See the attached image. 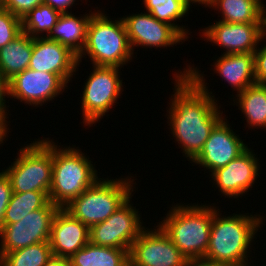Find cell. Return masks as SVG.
Masks as SVG:
<instances>
[{
	"label": "cell",
	"mask_w": 266,
	"mask_h": 266,
	"mask_svg": "<svg viewBox=\"0 0 266 266\" xmlns=\"http://www.w3.org/2000/svg\"><path fill=\"white\" fill-rule=\"evenodd\" d=\"M185 65L170 78L174 80V94L169 97V108L166 107L164 116L173 137L171 139L178 143L183 156L191 163L202 151L212 129L225 116V108L210 91L205 71L191 62Z\"/></svg>",
	"instance_id": "6da1fadb"
},
{
	"label": "cell",
	"mask_w": 266,
	"mask_h": 266,
	"mask_svg": "<svg viewBox=\"0 0 266 266\" xmlns=\"http://www.w3.org/2000/svg\"><path fill=\"white\" fill-rule=\"evenodd\" d=\"M216 205L213 203L210 240L204 259L225 266L256 265L253 264L254 257L250 254L252 250L254 255L257 251L252 247L256 244L258 232L266 225V215L248 213V211L224 215L222 210L220 211L221 208Z\"/></svg>",
	"instance_id": "7a4b0ae2"
},
{
	"label": "cell",
	"mask_w": 266,
	"mask_h": 266,
	"mask_svg": "<svg viewBox=\"0 0 266 266\" xmlns=\"http://www.w3.org/2000/svg\"><path fill=\"white\" fill-rule=\"evenodd\" d=\"M183 203H172L166 216L156 223L186 259L204 258L210 240L213 203Z\"/></svg>",
	"instance_id": "3957f363"
},
{
	"label": "cell",
	"mask_w": 266,
	"mask_h": 266,
	"mask_svg": "<svg viewBox=\"0 0 266 266\" xmlns=\"http://www.w3.org/2000/svg\"><path fill=\"white\" fill-rule=\"evenodd\" d=\"M53 138L52 183L49 201L59 208L66 207L73 199L91 187L101 176L95 162L76 145H58ZM65 146V147H64ZM99 177V178H98Z\"/></svg>",
	"instance_id": "277c9868"
},
{
	"label": "cell",
	"mask_w": 266,
	"mask_h": 266,
	"mask_svg": "<svg viewBox=\"0 0 266 266\" xmlns=\"http://www.w3.org/2000/svg\"><path fill=\"white\" fill-rule=\"evenodd\" d=\"M99 9L92 16L87 28V40L78 62L87 58L96 66L124 68L137 58L130 46L122 16L114 19ZM113 19V20H112Z\"/></svg>",
	"instance_id": "5b68a950"
},
{
	"label": "cell",
	"mask_w": 266,
	"mask_h": 266,
	"mask_svg": "<svg viewBox=\"0 0 266 266\" xmlns=\"http://www.w3.org/2000/svg\"><path fill=\"white\" fill-rule=\"evenodd\" d=\"M128 174L98 179L64 209L88 228L107 220L136 191V176Z\"/></svg>",
	"instance_id": "8992f818"
},
{
	"label": "cell",
	"mask_w": 266,
	"mask_h": 266,
	"mask_svg": "<svg viewBox=\"0 0 266 266\" xmlns=\"http://www.w3.org/2000/svg\"><path fill=\"white\" fill-rule=\"evenodd\" d=\"M27 142L20 146L15 161L2 170L11 181L12 192L49 191L52 183L53 139L43 137Z\"/></svg>",
	"instance_id": "52a82bcc"
},
{
	"label": "cell",
	"mask_w": 266,
	"mask_h": 266,
	"mask_svg": "<svg viewBox=\"0 0 266 266\" xmlns=\"http://www.w3.org/2000/svg\"><path fill=\"white\" fill-rule=\"evenodd\" d=\"M121 69L115 66L92 65V72H87L89 75L83 83V91L79 97L83 127L89 128L100 123L119 104L118 99L123 95L125 84Z\"/></svg>",
	"instance_id": "ba28073f"
},
{
	"label": "cell",
	"mask_w": 266,
	"mask_h": 266,
	"mask_svg": "<svg viewBox=\"0 0 266 266\" xmlns=\"http://www.w3.org/2000/svg\"><path fill=\"white\" fill-rule=\"evenodd\" d=\"M135 193L136 191L107 220L89 228L91 244L130 252L133 242L146 227L139 208L134 207L132 202Z\"/></svg>",
	"instance_id": "9c48e42d"
},
{
	"label": "cell",
	"mask_w": 266,
	"mask_h": 266,
	"mask_svg": "<svg viewBox=\"0 0 266 266\" xmlns=\"http://www.w3.org/2000/svg\"><path fill=\"white\" fill-rule=\"evenodd\" d=\"M59 210L49 201L43 208L34 210L21 221L3 224L0 230V257L32 244L49 242L54 215Z\"/></svg>",
	"instance_id": "30bf717a"
},
{
	"label": "cell",
	"mask_w": 266,
	"mask_h": 266,
	"mask_svg": "<svg viewBox=\"0 0 266 266\" xmlns=\"http://www.w3.org/2000/svg\"><path fill=\"white\" fill-rule=\"evenodd\" d=\"M253 148L249 147L231 160L226 166L213 171L209 176L212 187L218 189L219 194L228 199L249 195V191L257 183L261 173L260 162H262ZM260 160V161H259ZM214 185V186H213ZM245 194V195H244Z\"/></svg>",
	"instance_id": "8fae6325"
},
{
	"label": "cell",
	"mask_w": 266,
	"mask_h": 266,
	"mask_svg": "<svg viewBox=\"0 0 266 266\" xmlns=\"http://www.w3.org/2000/svg\"><path fill=\"white\" fill-rule=\"evenodd\" d=\"M68 86L57 74L28 68L9 80V98L38 108L46 106L60 95L63 96Z\"/></svg>",
	"instance_id": "7c38bea8"
},
{
	"label": "cell",
	"mask_w": 266,
	"mask_h": 266,
	"mask_svg": "<svg viewBox=\"0 0 266 266\" xmlns=\"http://www.w3.org/2000/svg\"><path fill=\"white\" fill-rule=\"evenodd\" d=\"M156 223L153 228L145 227L133 242L130 266H185L186 257Z\"/></svg>",
	"instance_id": "4fadbf2b"
},
{
	"label": "cell",
	"mask_w": 266,
	"mask_h": 266,
	"mask_svg": "<svg viewBox=\"0 0 266 266\" xmlns=\"http://www.w3.org/2000/svg\"><path fill=\"white\" fill-rule=\"evenodd\" d=\"M226 115L212 129L202 151L191 162L192 166L203 168L209 175L220 167L226 166L231 160L243 153L250 145L236 134L230 126ZM233 128V129H232ZM206 171V172H205Z\"/></svg>",
	"instance_id": "5bb4252c"
},
{
	"label": "cell",
	"mask_w": 266,
	"mask_h": 266,
	"mask_svg": "<svg viewBox=\"0 0 266 266\" xmlns=\"http://www.w3.org/2000/svg\"><path fill=\"white\" fill-rule=\"evenodd\" d=\"M128 40L132 51L137 47L144 49H168L174 45L184 44L187 41L173 26L158 21L145 10L131 15H123ZM136 47V48H135Z\"/></svg>",
	"instance_id": "9a60e30c"
},
{
	"label": "cell",
	"mask_w": 266,
	"mask_h": 266,
	"mask_svg": "<svg viewBox=\"0 0 266 266\" xmlns=\"http://www.w3.org/2000/svg\"><path fill=\"white\" fill-rule=\"evenodd\" d=\"M199 36L206 43L223 49L221 54L254 53L262 39L261 23L235 24L218 20L200 29Z\"/></svg>",
	"instance_id": "2e32d148"
},
{
	"label": "cell",
	"mask_w": 266,
	"mask_h": 266,
	"mask_svg": "<svg viewBox=\"0 0 266 266\" xmlns=\"http://www.w3.org/2000/svg\"><path fill=\"white\" fill-rule=\"evenodd\" d=\"M79 67L78 56L68 47L48 37L33 38L29 69L57 74L69 84L78 75Z\"/></svg>",
	"instance_id": "e0dca14e"
},
{
	"label": "cell",
	"mask_w": 266,
	"mask_h": 266,
	"mask_svg": "<svg viewBox=\"0 0 266 266\" xmlns=\"http://www.w3.org/2000/svg\"><path fill=\"white\" fill-rule=\"evenodd\" d=\"M49 243L54 256L71 258L89 243V228L59 208L52 221Z\"/></svg>",
	"instance_id": "ac0fdd59"
},
{
	"label": "cell",
	"mask_w": 266,
	"mask_h": 266,
	"mask_svg": "<svg viewBox=\"0 0 266 266\" xmlns=\"http://www.w3.org/2000/svg\"><path fill=\"white\" fill-rule=\"evenodd\" d=\"M213 59L210 70L220 76L222 82H227L236 93H240L248 86L255 84L254 54H221ZM214 67V68H213Z\"/></svg>",
	"instance_id": "d6986e66"
},
{
	"label": "cell",
	"mask_w": 266,
	"mask_h": 266,
	"mask_svg": "<svg viewBox=\"0 0 266 266\" xmlns=\"http://www.w3.org/2000/svg\"><path fill=\"white\" fill-rule=\"evenodd\" d=\"M95 7L87 13L76 16L72 12L61 13L48 38L68 47L77 56L83 51L87 40V28L91 16L98 10Z\"/></svg>",
	"instance_id": "ffe728a7"
},
{
	"label": "cell",
	"mask_w": 266,
	"mask_h": 266,
	"mask_svg": "<svg viewBox=\"0 0 266 266\" xmlns=\"http://www.w3.org/2000/svg\"><path fill=\"white\" fill-rule=\"evenodd\" d=\"M231 98V104L236 105L244 115L248 130H266V84L255 83L248 86L240 93H235ZM236 96V97H235ZM233 99V100H232Z\"/></svg>",
	"instance_id": "44dd1931"
},
{
	"label": "cell",
	"mask_w": 266,
	"mask_h": 266,
	"mask_svg": "<svg viewBox=\"0 0 266 266\" xmlns=\"http://www.w3.org/2000/svg\"><path fill=\"white\" fill-rule=\"evenodd\" d=\"M32 50L33 37L23 31L0 49V71L8 81L29 68Z\"/></svg>",
	"instance_id": "7402d4cb"
},
{
	"label": "cell",
	"mask_w": 266,
	"mask_h": 266,
	"mask_svg": "<svg viewBox=\"0 0 266 266\" xmlns=\"http://www.w3.org/2000/svg\"><path fill=\"white\" fill-rule=\"evenodd\" d=\"M72 266H130L129 251L90 242L71 258Z\"/></svg>",
	"instance_id": "603a6c76"
},
{
	"label": "cell",
	"mask_w": 266,
	"mask_h": 266,
	"mask_svg": "<svg viewBox=\"0 0 266 266\" xmlns=\"http://www.w3.org/2000/svg\"><path fill=\"white\" fill-rule=\"evenodd\" d=\"M208 8L218 11L222 22L261 23L262 6L256 0H210Z\"/></svg>",
	"instance_id": "cb8c5ba5"
},
{
	"label": "cell",
	"mask_w": 266,
	"mask_h": 266,
	"mask_svg": "<svg viewBox=\"0 0 266 266\" xmlns=\"http://www.w3.org/2000/svg\"><path fill=\"white\" fill-rule=\"evenodd\" d=\"M144 9L149 12L158 21L173 26L187 41L192 33L188 26L177 22H181L182 18L187 17L192 7L184 0H142ZM188 14V15H187ZM181 20V21H179ZM191 31V32H190Z\"/></svg>",
	"instance_id": "d4e9b609"
},
{
	"label": "cell",
	"mask_w": 266,
	"mask_h": 266,
	"mask_svg": "<svg viewBox=\"0 0 266 266\" xmlns=\"http://www.w3.org/2000/svg\"><path fill=\"white\" fill-rule=\"evenodd\" d=\"M49 202V191L13 192L5 210L3 224L21 221L30 212L43 208Z\"/></svg>",
	"instance_id": "484cf974"
},
{
	"label": "cell",
	"mask_w": 266,
	"mask_h": 266,
	"mask_svg": "<svg viewBox=\"0 0 266 266\" xmlns=\"http://www.w3.org/2000/svg\"><path fill=\"white\" fill-rule=\"evenodd\" d=\"M60 15V12L49 5H38L23 17L22 31L33 38L48 37Z\"/></svg>",
	"instance_id": "4316f807"
},
{
	"label": "cell",
	"mask_w": 266,
	"mask_h": 266,
	"mask_svg": "<svg viewBox=\"0 0 266 266\" xmlns=\"http://www.w3.org/2000/svg\"><path fill=\"white\" fill-rule=\"evenodd\" d=\"M52 256L50 243L41 242L5 253L0 257V266H44Z\"/></svg>",
	"instance_id": "83f0119b"
},
{
	"label": "cell",
	"mask_w": 266,
	"mask_h": 266,
	"mask_svg": "<svg viewBox=\"0 0 266 266\" xmlns=\"http://www.w3.org/2000/svg\"><path fill=\"white\" fill-rule=\"evenodd\" d=\"M22 32V19L0 7V49Z\"/></svg>",
	"instance_id": "f1b7e54d"
},
{
	"label": "cell",
	"mask_w": 266,
	"mask_h": 266,
	"mask_svg": "<svg viewBox=\"0 0 266 266\" xmlns=\"http://www.w3.org/2000/svg\"><path fill=\"white\" fill-rule=\"evenodd\" d=\"M41 4H44V0H4L1 8L23 19L31 10Z\"/></svg>",
	"instance_id": "f546056e"
},
{
	"label": "cell",
	"mask_w": 266,
	"mask_h": 266,
	"mask_svg": "<svg viewBox=\"0 0 266 266\" xmlns=\"http://www.w3.org/2000/svg\"><path fill=\"white\" fill-rule=\"evenodd\" d=\"M9 98V81L4 77V75L2 74V72L0 71V124L8 131L9 133H12L10 131V120L7 121L9 119V116H11L12 114H9L10 110H9V106L7 105V103H9L7 101V99ZM8 111V112H7ZM9 115V116H8ZM8 116V117H7Z\"/></svg>",
	"instance_id": "4dcf8cb0"
},
{
	"label": "cell",
	"mask_w": 266,
	"mask_h": 266,
	"mask_svg": "<svg viewBox=\"0 0 266 266\" xmlns=\"http://www.w3.org/2000/svg\"><path fill=\"white\" fill-rule=\"evenodd\" d=\"M262 43L264 44L261 45ZM259 46L253 53L255 82L258 84H266V41L261 39Z\"/></svg>",
	"instance_id": "1f68e13d"
},
{
	"label": "cell",
	"mask_w": 266,
	"mask_h": 266,
	"mask_svg": "<svg viewBox=\"0 0 266 266\" xmlns=\"http://www.w3.org/2000/svg\"><path fill=\"white\" fill-rule=\"evenodd\" d=\"M12 185L9 177L3 170H0V230L3 226L5 210L12 195Z\"/></svg>",
	"instance_id": "d6a6232c"
},
{
	"label": "cell",
	"mask_w": 266,
	"mask_h": 266,
	"mask_svg": "<svg viewBox=\"0 0 266 266\" xmlns=\"http://www.w3.org/2000/svg\"><path fill=\"white\" fill-rule=\"evenodd\" d=\"M77 0H44V4L51 6L60 13L72 12L70 9L75 7ZM70 11H69V10Z\"/></svg>",
	"instance_id": "836d02e7"
},
{
	"label": "cell",
	"mask_w": 266,
	"mask_h": 266,
	"mask_svg": "<svg viewBox=\"0 0 266 266\" xmlns=\"http://www.w3.org/2000/svg\"><path fill=\"white\" fill-rule=\"evenodd\" d=\"M44 266H72L70 258L52 256Z\"/></svg>",
	"instance_id": "e575fe53"
},
{
	"label": "cell",
	"mask_w": 266,
	"mask_h": 266,
	"mask_svg": "<svg viewBox=\"0 0 266 266\" xmlns=\"http://www.w3.org/2000/svg\"><path fill=\"white\" fill-rule=\"evenodd\" d=\"M185 266H225L204 258L187 259Z\"/></svg>",
	"instance_id": "d590c367"
},
{
	"label": "cell",
	"mask_w": 266,
	"mask_h": 266,
	"mask_svg": "<svg viewBox=\"0 0 266 266\" xmlns=\"http://www.w3.org/2000/svg\"><path fill=\"white\" fill-rule=\"evenodd\" d=\"M261 32H262V39L266 41V5L262 7L261 12Z\"/></svg>",
	"instance_id": "8d00e7d4"
},
{
	"label": "cell",
	"mask_w": 266,
	"mask_h": 266,
	"mask_svg": "<svg viewBox=\"0 0 266 266\" xmlns=\"http://www.w3.org/2000/svg\"><path fill=\"white\" fill-rule=\"evenodd\" d=\"M188 5H190L191 7H192V5H193V7L194 6H203L204 5V8H207L208 6H209V4H210V0H184Z\"/></svg>",
	"instance_id": "74e56055"
},
{
	"label": "cell",
	"mask_w": 266,
	"mask_h": 266,
	"mask_svg": "<svg viewBox=\"0 0 266 266\" xmlns=\"http://www.w3.org/2000/svg\"><path fill=\"white\" fill-rule=\"evenodd\" d=\"M7 137H9V134H0V146L2 145L3 147V144L6 143Z\"/></svg>",
	"instance_id": "f35d334b"
},
{
	"label": "cell",
	"mask_w": 266,
	"mask_h": 266,
	"mask_svg": "<svg viewBox=\"0 0 266 266\" xmlns=\"http://www.w3.org/2000/svg\"><path fill=\"white\" fill-rule=\"evenodd\" d=\"M9 134V131H7L1 124H0V134Z\"/></svg>",
	"instance_id": "ab89813d"
},
{
	"label": "cell",
	"mask_w": 266,
	"mask_h": 266,
	"mask_svg": "<svg viewBox=\"0 0 266 266\" xmlns=\"http://www.w3.org/2000/svg\"><path fill=\"white\" fill-rule=\"evenodd\" d=\"M262 7L265 6L264 0H256ZM264 3V4H263Z\"/></svg>",
	"instance_id": "60d3db41"
},
{
	"label": "cell",
	"mask_w": 266,
	"mask_h": 266,
	"mask_svg": "<svg viewBox=\"0 0 266 266\" xmlns=\"http://www.w3.org/2000/svg\"><path fill=\"white\" fill-rule=\"evenodd\" d=\"M4 0H0V7L3 6Z\"/></svg>",
	"instance_id": "b9f144b4"
}]
</instances>
